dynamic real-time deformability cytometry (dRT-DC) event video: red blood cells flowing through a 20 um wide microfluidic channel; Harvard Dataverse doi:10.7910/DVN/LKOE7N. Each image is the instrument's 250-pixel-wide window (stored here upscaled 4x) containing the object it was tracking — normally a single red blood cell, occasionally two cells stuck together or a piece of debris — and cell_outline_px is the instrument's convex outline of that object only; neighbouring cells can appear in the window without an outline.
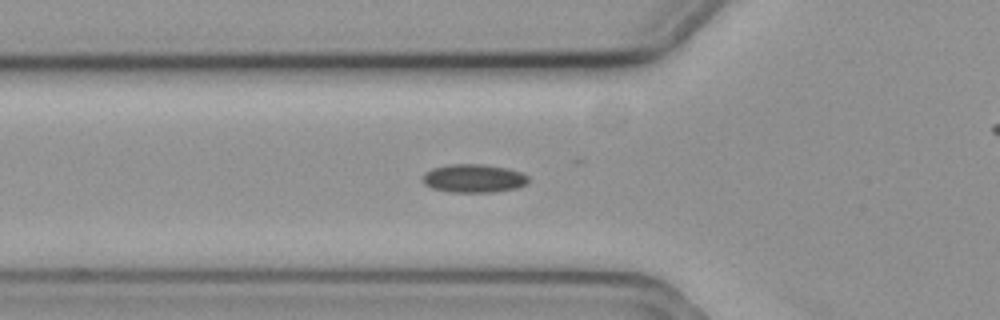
{"species": "common noctule bat (a hibernating species)", "species_latin": "Nyctalus noctula", "temperature_condition": "cold", "stored_images_in_passage": 41, "camera_frame_rate_fps": 3000, "um_per_image_px": 0.085, "animal": {"sex": "female", "body_mass_g": 19.3, "forearm_length_mm": 54.1}, "frame": {"image": 1, "passage_image": 2, "time_ms": 0.333, "image_size_px": [1000, 320], "cell_outline_px": [[528, 184], [516, 188], [496, 192], [448, 192], [432, 188], [424, 184], [420, 180], [424, 172], [432, 168], [452, 164], [480, 164], [508, 168], [520, 172], [528, 176]], "centroid_in_image_um": [40.23, 15.17], "position_along_channel_um": 85.6, "area_um2": 17.69}}
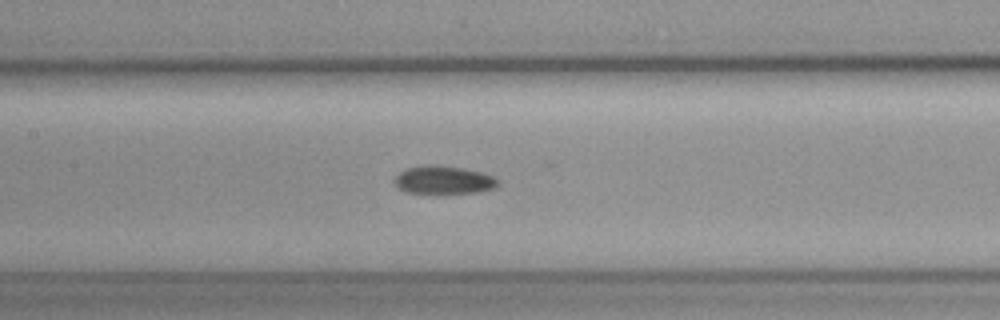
{"frame": {"image": 2, "passage_image": 9, "time_ms": 2.667, "image_size_px": [1000, 320], "cell_outline_px": [[500, 184], [496, 188], [476, 192], [404, 192], [396, 184], [396, 176], [400, 172], [408, 168], [464, 168], [480, 172], [492, 176], [500, 180]], "centroid_in_image_um": [37.81, 15.34], "position_along_channel_um": 169.6, "area_um2": 15.72}}
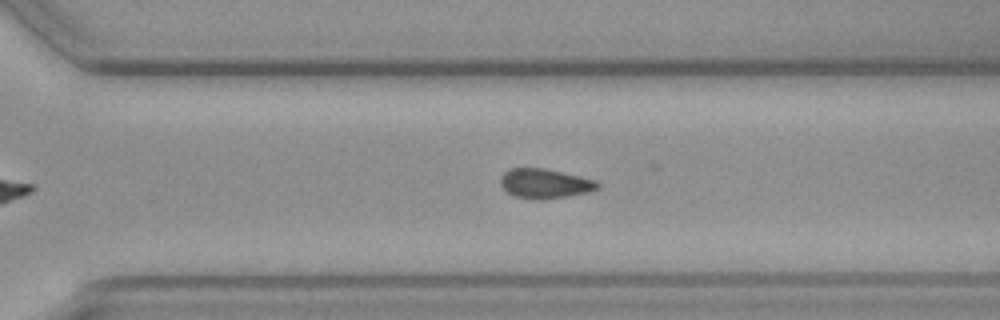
{"frame": {"image": 3, "passage_image": 22, "time_ms": 7.0, "image_size_px": [1000, 320], "cell_outline_px": [[600, 188], [588, 192], [568, 196], [540, 200], [532, 200], [512, 196], [500, 184], [500, 176], [508, 168], [544, 168], [596, 180], [600, 184]], "centroid_in_image_um": [46.29, 15.61], "position_along_channel_um": 324.3, "area_um2": 16.94}}